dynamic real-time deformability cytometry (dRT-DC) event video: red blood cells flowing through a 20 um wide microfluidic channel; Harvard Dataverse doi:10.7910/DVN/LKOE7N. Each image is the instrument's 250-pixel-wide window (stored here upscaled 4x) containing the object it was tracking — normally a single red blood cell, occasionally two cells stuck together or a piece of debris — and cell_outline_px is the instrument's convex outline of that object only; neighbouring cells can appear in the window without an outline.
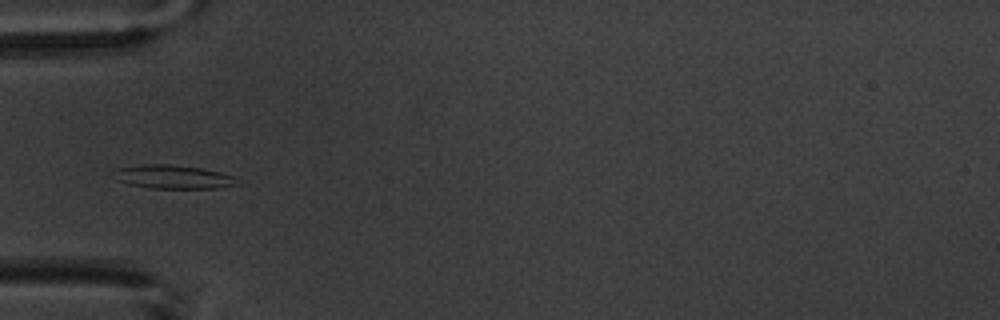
{"species": "common noctule bat (a hibernating species)", "species_latin": "Nyctalus noctula", "temperature_condition": "warm", "stored_images_in_passage": 15, "camera_frame_rate_fps": 3000, "um_per_image_px": 0.085, "animal": {"sex": "male", "body_mass_g": 20.1, "forearm_length_mm": 53.5}, "frame": {"image": 1, "passage_image": 5, "time_ms": 4.667, "image_size_px": [1000, 320], "cell_outline_px": [[240, 184], [216, 188], [148, 188], [128, 184], [116, 180], [116, 168], [140, 164], [172, 164], [200, 168], [220, 172], [232, 176]], "centroid_in_image_um": [14.69, 15.03], "position_along_channel_um": 70.3, "area_um2": 16.94}}
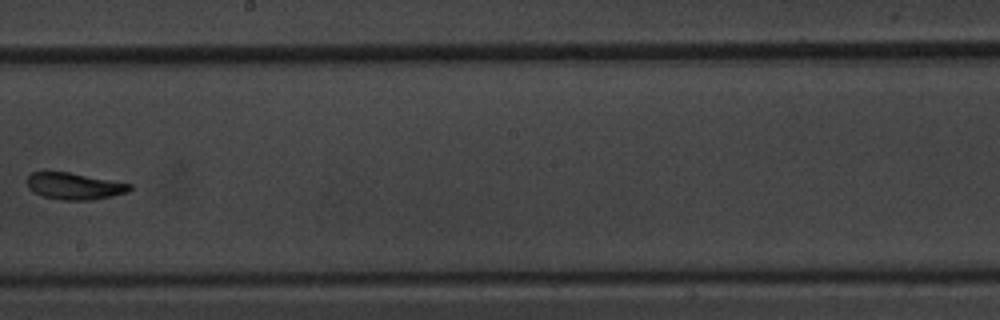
{"frame": {"image": 2, "passage_image": 9, "time_ms": 9.333, "image_size_px": [1000, 320], "cell_outline_px": [[132, 188], [128, 192], [112, 196], [92, 200], [60, 200], [40, 196], [32, 192], [28, 188], [28, 176], [32, 172], [68, 172], [132, 184]], "centroid_in_image_um": [6.31, 15.83], "position_along_channel_um": 241.9, "area_um2": 16.01}}
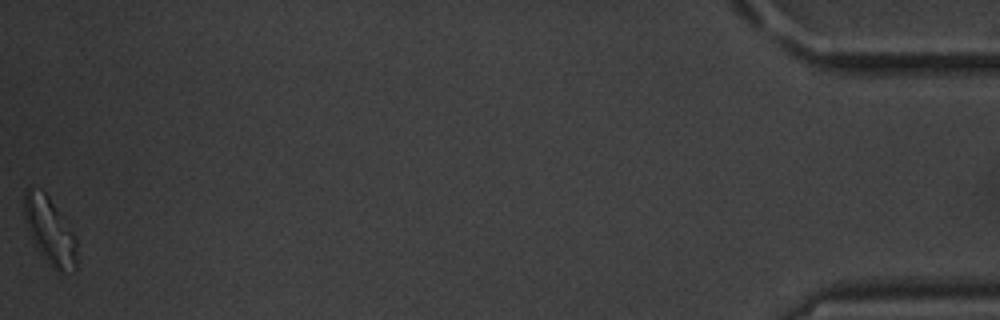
{"frame": {"image": 3, "passage_image": 15, "time_ms": 17.0, "image_size_px": [1000, 320], "cell_outline_px": [[76, 272], [60, 276], [44, 260], [36, 248], [28, 232], [24, 216], [24, 188], [40, 188], [48, 196], [72, 232], [76, 240]], "centroid_in_image_um": [4.22, 19.72], "position_along_channel_um": 431.0, "area_um2": 20.92}, "authors_computed_cell_mechanics": {"area_um2": 17.051, "velocity_mm_per_s": 3.6709, "shape_relaxation_time_tau1_ms": null, "shape_relaxation_time_tau2_ms": 2.0873, "deformation_change_tau1": null, "deformation_change_tau2": 0.0637}}